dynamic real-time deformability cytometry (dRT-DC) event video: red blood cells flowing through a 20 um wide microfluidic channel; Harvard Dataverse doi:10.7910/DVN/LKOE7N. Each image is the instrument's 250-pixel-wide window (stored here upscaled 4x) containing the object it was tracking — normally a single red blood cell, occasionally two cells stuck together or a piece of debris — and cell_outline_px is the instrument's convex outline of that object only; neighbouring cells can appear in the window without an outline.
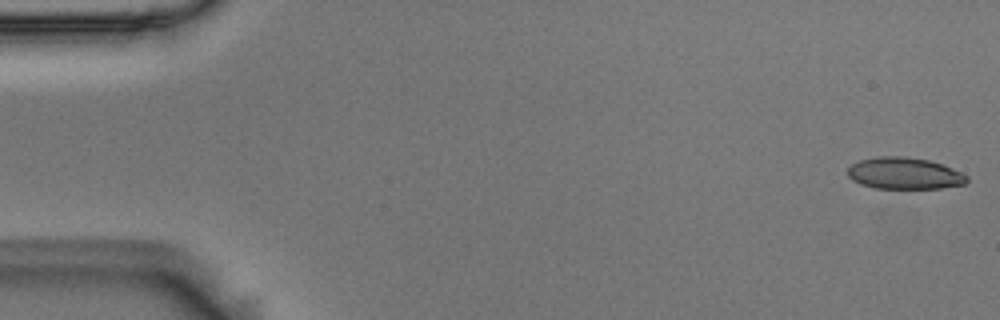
{"species": "Egyptian fruit bat (a non-hibernating species)", "species_latin": "Rousettus aegyptiacus", "temperature_condition": "room temperature", "stored_images_in_passage": 5, "camera_frame_rate_fps": 3000, "um_per_image_px": 0.085, "animal": {"sex": "male"}, "frame": {"image": 1, "passage_image": 1, "time_ms": 0.0, "image_size_px": [1000, 320], "cell_outline_px": [[968, 180], [964, 184], [940, 188], [876, 188], [860, 184], [852, 180], [848, 176], [848, 168], [852, 164], [860, 160], [876, 156], [904, 156], [928, 160], [952, 168], [968, 176]], "centroid_in_image_um": [76.85, 14.73], "position_along_channel_um": 8.2, "area_um2": 21.91}}
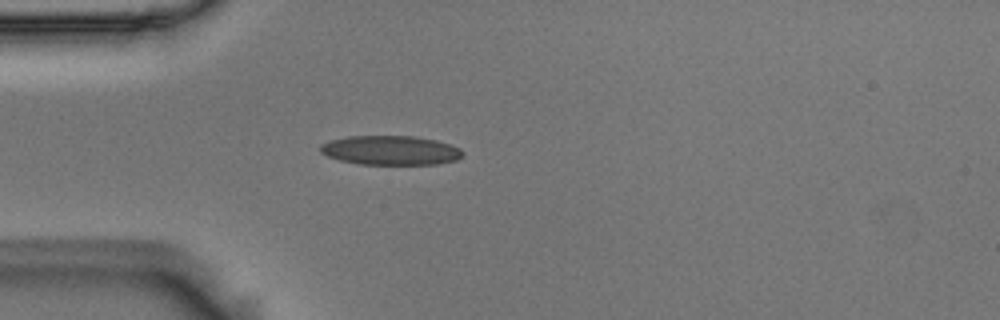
{"frame": {"image": 2, "passage_image": 5, "time_ms": 1.333, "image_size_px": [1000, 320], "cell_outline_px": [[464, 156], [456, 160], [436, 164], [360, 164], [340, 160], [328, 156], [320, 152], [320, 144], [332, 140], [348, 136], [412, 136], [436, 140], [452, 144], [460, 148], [464, 152]], "centroid_in_image_um": [33.23, 12.77], "position_along_channel_um": 51.8, "area_um2": 24.33}}